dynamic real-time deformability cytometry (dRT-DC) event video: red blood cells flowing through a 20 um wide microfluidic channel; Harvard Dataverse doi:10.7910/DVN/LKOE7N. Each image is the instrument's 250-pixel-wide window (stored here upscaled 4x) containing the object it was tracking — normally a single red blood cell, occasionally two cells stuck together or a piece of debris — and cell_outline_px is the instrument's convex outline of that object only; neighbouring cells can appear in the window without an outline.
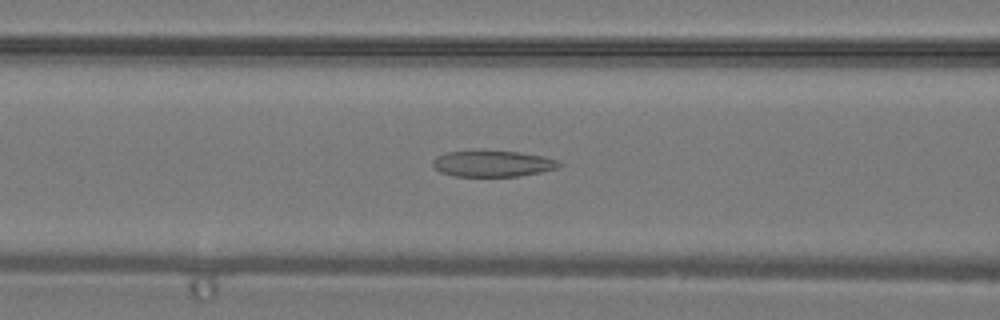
{"species": "common noctule bat (a hibernating species)", "species_latin": "Nyctalus noctula", "temperature_condition": "warm", "stored_images_in_passage": 27, "camera_frame_rate_fps": 3000, "um_per_image_px": 0.085, "animal": {"sex": "male", "body_mass_g": 19.2, "forearm_length_mm": 51.8}, "frame": {"image": 1, "passage_image": 7, "time_ms": 2.0, "image_size_px": [1000, 320], "cell_outline_px": [[564, 164], [556, 168], [540, 172], [516, 176], [456, 176], [440, 172], [432, 164], [432, 160], [436, 156], [444, 152], [520, 152], [544, 156], [556, 160]], "centroid_in_image_um": [41.88, 13.92], "position_along_channel_um": 124.7, "area_um2": 18.84}}
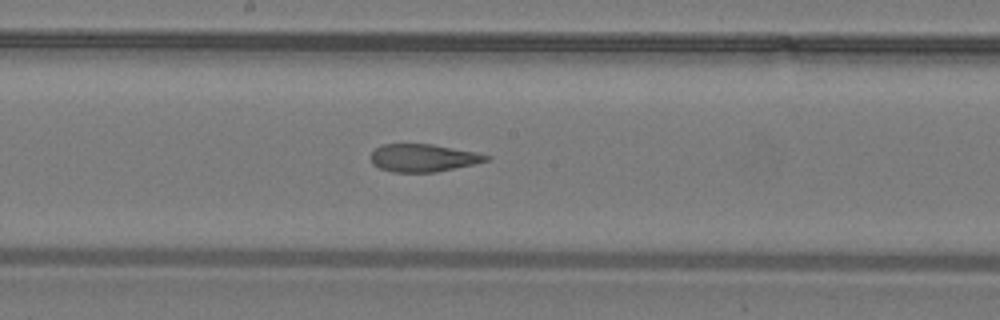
{"frame": {"image": 2, "passage_image": 12, "time_ms": 3.667, "image_size_px": [1000, 320], "cell_outline_px": [[492, 156], [488, 160], [476, 164], [436, 172], [392, 172], [380, 168], [372, 164], [372, 152], [376, 148], [384, 144], [432, 144], [476, 152]], "centroid_in_image_um": [36.01, 13.42], "position_along_channel_um": 212.2, "area_um2": 18.61}}
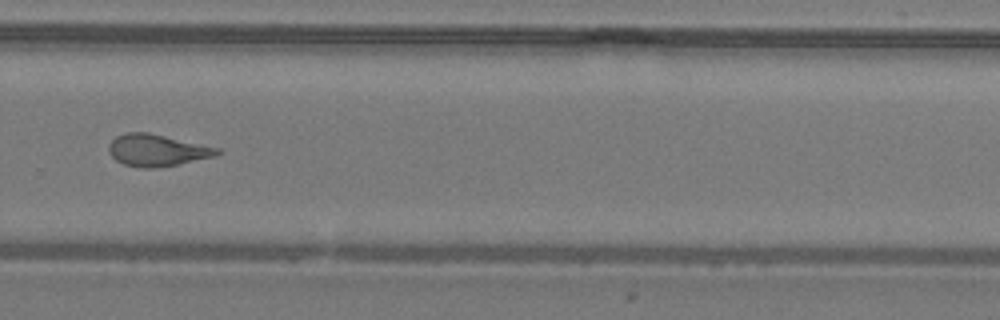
{"frame": {"image": 3, "passage_image": 18, "time_ms": 5.667, "image_size_px": [1000, 320], "cell_outline_px": [[224, 152], [216, 156], [176, 164], [152, 168], [144, 168], [124, 164], [116, 160], [108, 152], [108, 144], [116, 136], [128, 132], [148, 132], [220, 148]], "centroid_in_image_um": [13.35, 12.76], "position_along_channel_um": 316.4, "area_um2": 20.06}}